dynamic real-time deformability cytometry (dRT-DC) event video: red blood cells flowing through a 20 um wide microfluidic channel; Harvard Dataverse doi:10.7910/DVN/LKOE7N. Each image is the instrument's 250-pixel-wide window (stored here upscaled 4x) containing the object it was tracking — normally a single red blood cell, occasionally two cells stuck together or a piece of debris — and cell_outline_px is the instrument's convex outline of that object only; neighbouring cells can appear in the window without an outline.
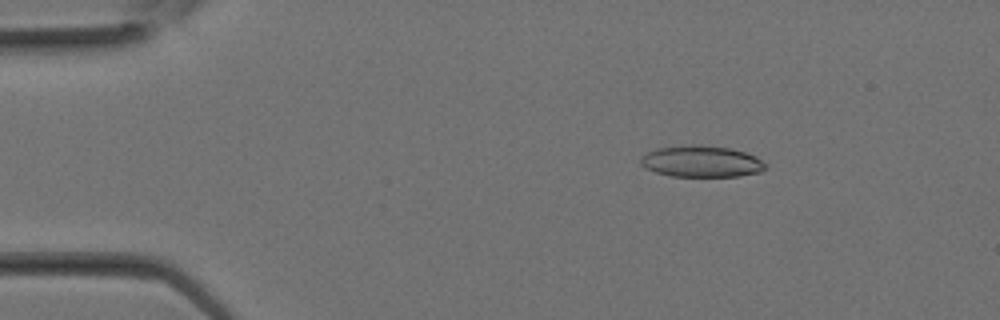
{"species": "Egyptian fruit bat (a non-hibernating species)", "species_latin": "Rousettus aegyptiacus", "temperature_condition": "room temperature", "stored_images_in_passage": 11, "camera_frame_rate_fps": 3000, "um_per_image_px": 0.085, "animal": {"sex": "female"}, "frame": {"image": 1, "passage_image": 5, "time_ms": 1.333, "image_size_px": [1000, 320], "cell_outline_px": [[768, 168], [760, 172], [740, 176], [672, 176], [656, 172], [644, 168], [640, 164], [640, 156], [656, 148], [692, 144], [732, 148], [756, 156], [768, 164]], "centroid_in_image_um": [59.64, 13.72], "position_along_channel_um": 25.4, "area_um2": 23.12}}
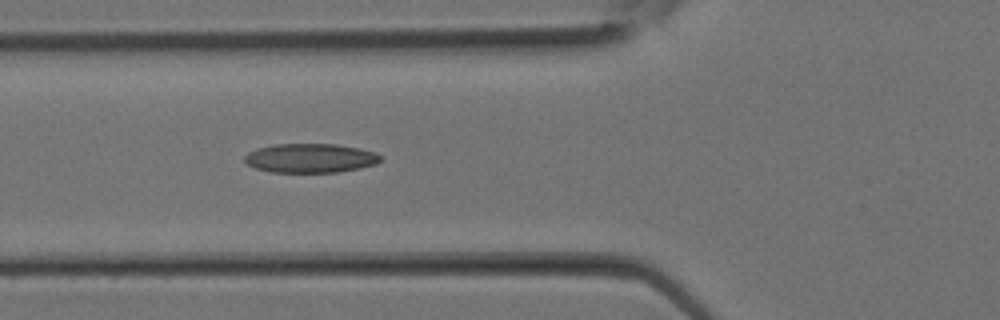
{"frame": {"image": 2, "passage_image": 11, "time_ms": 3.333, "image_size_px": [1000, 320], "cell_outline_px": [[380, 160], [376, 164], [360, 168], [336, 172], [272, 172], [256, 168], [248, 164], [244, 160], [244, 156], [248, 152], [256, 148], [272, 144], [336, 144], [360, 148], [376, 152], [380, 156]], "centroid_in_image_um": [26.37, 13.43], "position_along_channel_um": 99.4, "area_um2": 23.12}}